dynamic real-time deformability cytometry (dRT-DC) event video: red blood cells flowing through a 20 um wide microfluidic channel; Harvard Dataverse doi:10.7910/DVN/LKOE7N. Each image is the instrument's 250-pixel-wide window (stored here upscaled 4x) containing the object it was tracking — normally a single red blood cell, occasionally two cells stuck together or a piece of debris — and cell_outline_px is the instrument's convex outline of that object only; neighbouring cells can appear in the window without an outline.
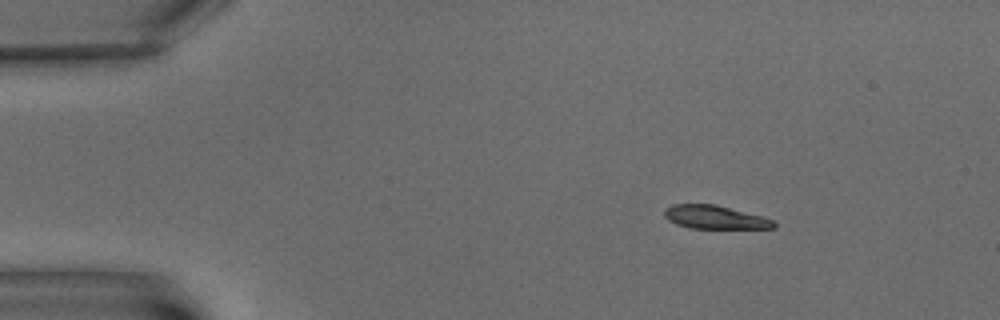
{"species": "common noctule bat (a hibernating species)", "species_latin": "Nyctalus noctula", "temperature_condition": "warm", "stored_images_in_passage": 5, "camera_frame_rate_fps": 3000, "um_per_image_px": 0.085, "animal": {"sex": "male", "body_mass_g": 15.6}, "frame": {"image": 1, "passage_image": 2, "time_ms": 2.333, "image_size_px": [1000, 320], "cell_outline_px": [[776, 228], [688, 228], [676, 224], [668, 220], [664, 216], [664, 208], [672, 204], [716, 204], [760, 216], [772, 220], [776, 224]], "centroid_in_image_um": [60.7, 18.46], "position_along_channel_um": 24.3, "area_um2": 14.85}}
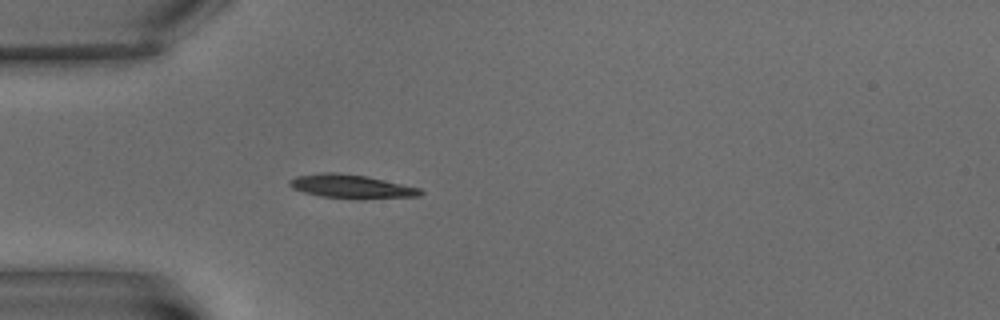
{"frame": {"image": 2, "passage_image": 5, "time_ms": 5.667, "image_size_px": [1000, 320], "cell_outline_px": [[424, 192], [420, 196], [360, 200], [320, 196], [304, 192], [292, 188], [288, 184], [288, 180], [296, 176], [320, 172], [336, 172], [368, 176], [420, 188]], "centroid_in_image_um": [29.87, 15.86], "position_along_channel_um": 55.1, "area_um2": 18.5}}